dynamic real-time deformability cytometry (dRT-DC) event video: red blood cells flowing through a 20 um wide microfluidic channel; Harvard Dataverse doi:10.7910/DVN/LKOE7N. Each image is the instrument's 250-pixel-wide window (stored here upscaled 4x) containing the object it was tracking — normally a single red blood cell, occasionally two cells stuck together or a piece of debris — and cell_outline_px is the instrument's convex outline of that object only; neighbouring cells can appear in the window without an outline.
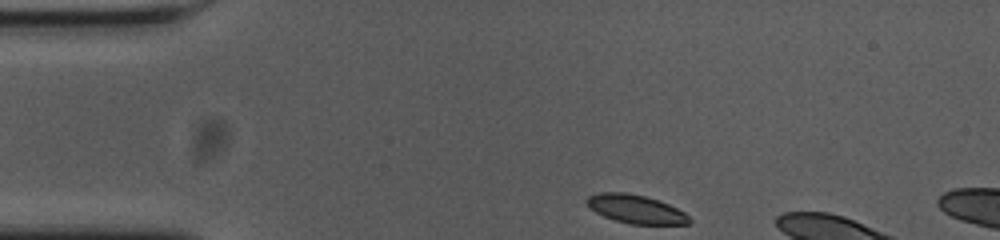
{"species": "common noctule bat (a hibernating species)", "species_latin": "Nyctalus noctula", "temperature_condition": "cold", "stored_images_in_passage": 6, "camera_frame_rate_fps": 3000, "um_per_image_px": 0.085, "animal": {"sex": "female", "body_mass_g": 23.0, "forearm_length_mm": 53.4}, "frame": {"image": 1, "passage_image": 1, "time_ms": 0.0, "image_size_px": [1000, 240], "cell_outline_px": [[692, 220], [688, 224], [632, 224], [616, 220], [604, 216], [596, 212], [584, 200], [588, 196], [600, 192], [624, 192], [644, 196], [668, 204], [684, 212]], "centroid_in_image_um": [54.04, 17.77], "position_along_channel_um": 31.0, "area_um2": 16.76}}